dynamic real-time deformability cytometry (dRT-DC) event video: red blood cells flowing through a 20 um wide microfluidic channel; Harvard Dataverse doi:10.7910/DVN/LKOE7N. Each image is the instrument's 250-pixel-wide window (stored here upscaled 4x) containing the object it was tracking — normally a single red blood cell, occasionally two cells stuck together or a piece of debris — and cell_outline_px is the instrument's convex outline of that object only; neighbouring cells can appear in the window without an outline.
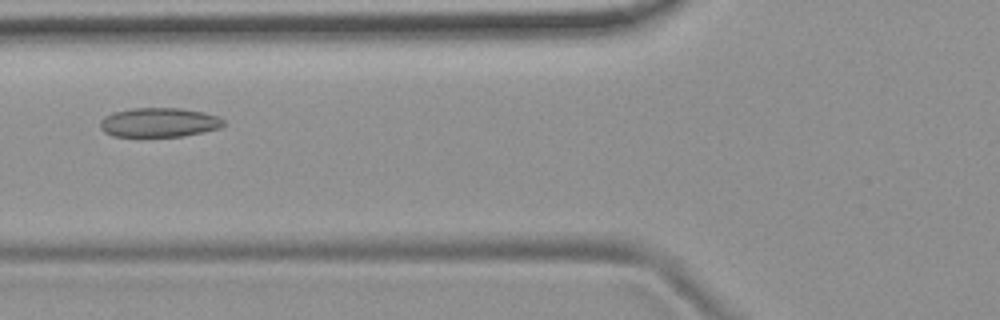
{"species": "common noctule bat (a hibernating species)", "species_latin": "Nyctalus noctula", "temperature_condition": "room temperature", "stored_images_in_passage": 19, "camera_frame_rate_fps": 3000, "um_per_image_px": 0.085, "animal": {"sex": "female", "body_mass_g": 19.9}, "frame": {"image": 1, "passage_image": 4, "time_ms": 1.0, "image_size_px": [1000, 320], "cell_outline_px": [[224, 124], [220, 128], [184, 136], [140, 140], [112, 136], [104, 132], [100, 128], [100, 124], [104, 116], [116, 112], [132, 108], [180, 108], [200, 112], [216, 116], [224, 120]], "centroid_in_image_um": [13.45, 10.47], "position_along_channel_um": 112.4, "area_um2": 21.85}}